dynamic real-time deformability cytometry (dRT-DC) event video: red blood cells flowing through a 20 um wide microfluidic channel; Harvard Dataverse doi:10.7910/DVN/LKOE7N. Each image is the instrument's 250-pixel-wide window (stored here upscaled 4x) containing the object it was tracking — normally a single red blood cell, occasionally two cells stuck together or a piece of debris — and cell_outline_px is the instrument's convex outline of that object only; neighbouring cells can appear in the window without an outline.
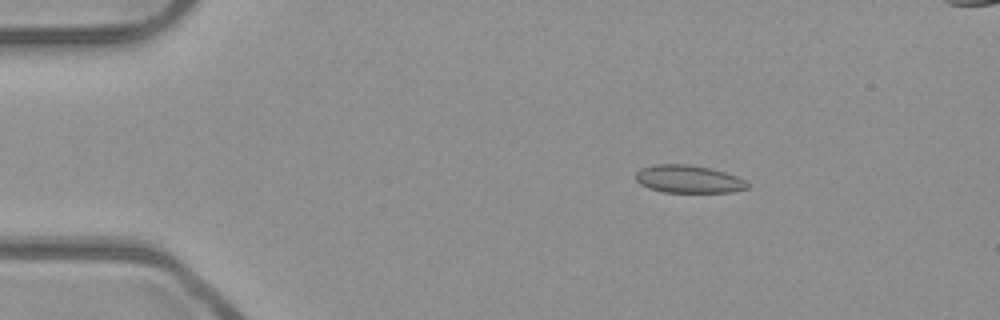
{"species": "common noctule bat (a hibernating species)", "species_latin": "Nyctalus noctula", "temperature_condition": "room temperature", "stored_images_in_passage": 54, "segment_of_instrument_passage": [1, 2], "camera_frame_rate_fps": 3000, "um_per_image_px": 0.085, "animal": {"sex": "male", "body_mass_g": 23.1, "forearm_length_mm": 52.7}, "frame": {"image": 1, "passage_image": 9, "time_ms": 2.667, "image_size_px": [1000, 320], "cell_outline_px": [[748, 188], [732, 192], [664, 192], [648, 188], [640, 184], [636, 180], [636, 172], [640, 168], [652, 164], [688, 164], [712, 168], [736, 176], [744, 180], [748, 184]], "centroid_in_image_um": [58.49, 15.21], "position_along_channel_um": 26.5, "area_um2": 18.15}}
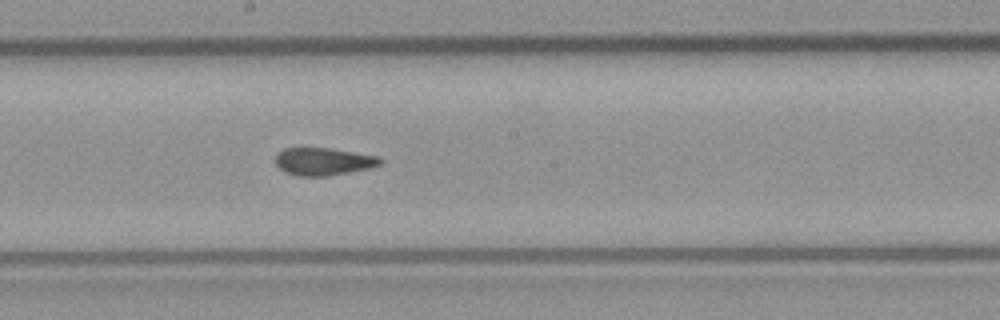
{"frame": {"image": 2, "passage_image": 29, "time_ms": 9.333, "image_size_px": [1000, 320], "cell_outline_px": [[384, 160], [380, 164], [368, 168], [328, 176], [300, 176], [284, 172], [276, 164], [276, 152], [284, 148], [328, 148], [380, 156]], "centroid_in_image_um": [27.48, 13.72], "position_along_channel_um": 220.7, "area_um2": 16.82}}
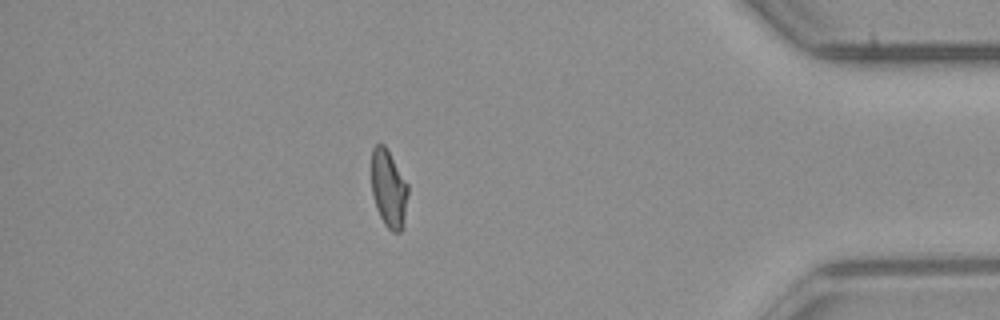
{"frame": {"image": 3, "passage_image": 46, "time_ms": 15.0, "image_size_px": [1000, 320], "cell_outline_px": [[408, 192], [400, 232], [392, 232], [384, 224], [376, 208], [372, 192], [372, 148], [376, 144], [384, 144], [408, 184]], "centroid_in_image_um": [33.01, 16.01], "position_along_channel_um": 402.2, "area_um2": 16.13}}